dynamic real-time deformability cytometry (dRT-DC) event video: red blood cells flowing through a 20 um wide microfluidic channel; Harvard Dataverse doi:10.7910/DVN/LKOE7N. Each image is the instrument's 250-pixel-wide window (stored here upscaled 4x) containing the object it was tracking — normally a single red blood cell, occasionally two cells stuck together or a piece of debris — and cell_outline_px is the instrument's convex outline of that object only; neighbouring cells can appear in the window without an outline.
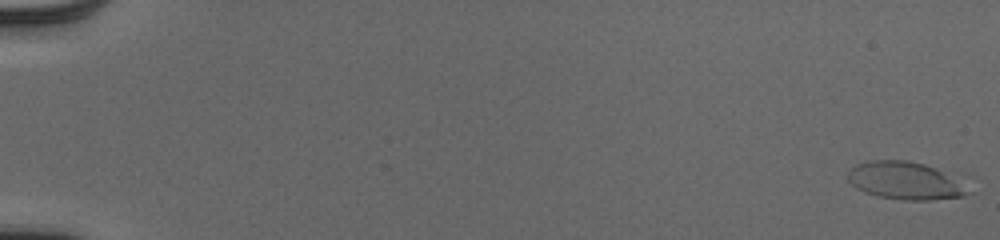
{"species": "human", "species_latin": "Homo sapiens", "temperature_condition": "cold", "stored_images_in_passage": 53, "camera_frame_rate_fps": 3000, "um_per_image_px": 0.085, "donor": {"sex": "male"}, "frame": {"image": 1, "passage_image": 1, "time_ms": 0.0, "image_size_px": [1000, 240], "cell_outline_px": [[972, 192], [960, 196], [928, 200], [904, 200], [880, 196], [864, 192], [856, 188], [848, 180], [848, 172], [856, 164], [872, 160], [908, 160], [924, 164], [956, 176]], "centroid_in_image_um": [76.95, 15.35], "position_along_channel_um": 8.0, "area_um2": 26.3}}
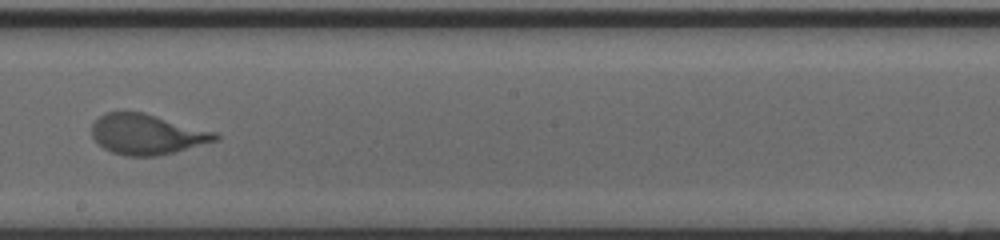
{"frame": {"image": 2, "passage_image": 33, "time_ms": 10.667, "image_size_px": [1000, 240], "cell_outline_px": [[220, 136], [216, 140], [160, 156], [124, 156], [112, 152], [104, 148], [92, 136], [92, 124], [104, 112], [144, 112], [216, 132]], "centroid_in_image_um": [12.47, 11.41], "position_along_channel_um": 235.7, "area_um2": 28.84}}
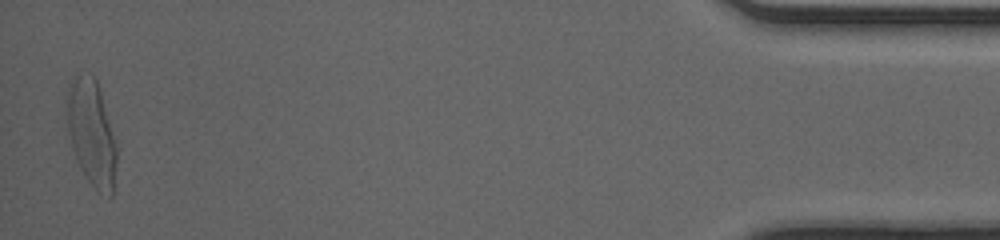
{"frame": {"image": 3, "passage_image": 53, "time_ms": 17.333, "image_size_px": [1000, 240], "cell_outline_px": [[116, 160], [112, 196], [108, 200], [96, 192], [80, 168], [72, 144], [68, 128], [68, 88], [80, 76], [92, 72], [96, 80], [100, 92], [112, 136], [116, 152]], "centroid_in_image_um": [7.8, 11.43], "position_along_channel_um": 427.4, "area_um2": 29.36}}